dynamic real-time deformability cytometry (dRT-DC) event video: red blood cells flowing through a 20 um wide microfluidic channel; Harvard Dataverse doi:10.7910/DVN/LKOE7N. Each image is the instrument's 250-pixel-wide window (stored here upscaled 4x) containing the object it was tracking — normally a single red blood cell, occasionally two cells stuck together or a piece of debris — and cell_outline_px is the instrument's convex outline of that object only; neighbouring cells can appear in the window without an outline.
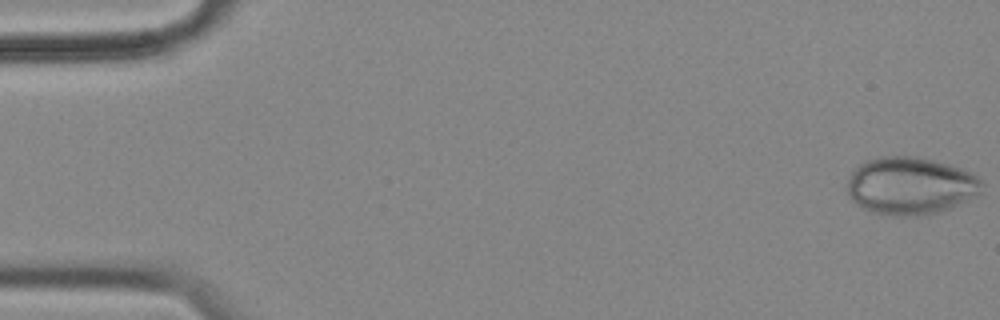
{"species": "common noctule bat (a hibernating species)", "species_latin": "Nyctalus noctula", "temperature_condition": "cold", "stored_images_in_passage": 10, "camera_frame_rate_fps": 3000, "um_per_image_px": 0.085, "animal": {"sex": "female", "body_mass_g": 18.4}, "frame": {"image": 1, "passage_image": 1, "time_ms": 0.0, "image_size_px": [1000, 320], "cell_outline_px": [[984, 184], [976, 192], [964, 200], [940, 212], [924, 216], [888, 216], [872, 212], [856, 204], [852, 200], [848, 192], [848, 180], [852, 172], [864, 160], [884, 156], [908, 156], [948, 164], [960, 168], [976, 176]], "centroid_in_image_um": [77.31, 15.81], "position_along_channel_um": 7.7, "area_um2": 44.51}}
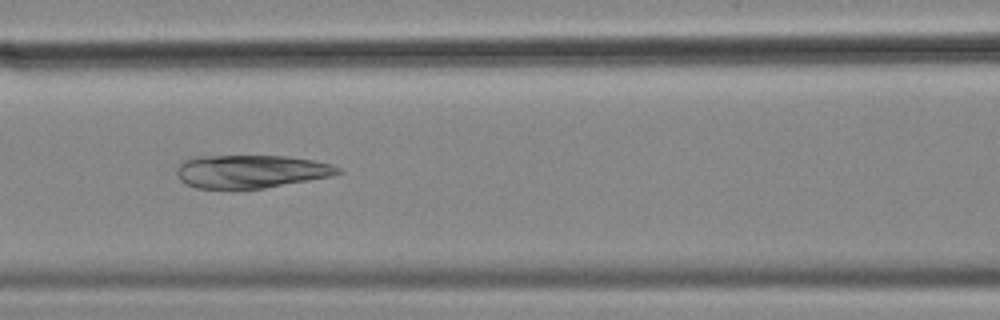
{"frame": {"image": 2, "passage_image": 7, "time_ms": 2.0, "image_size_px": [1000, 320], "cell_outline_px": [[344, 172], [332, 176], [264, 188], [196, 188], [180, 180], [176, 172], [176, 168], [184, 160], [196, 156], [288, 156], [312, 160], [332, 164], [340, 168]], "centroid_in_image_um": [21.35, 14.56], "position_along_channel_um": 145.3, "area_um2": 31.04}}
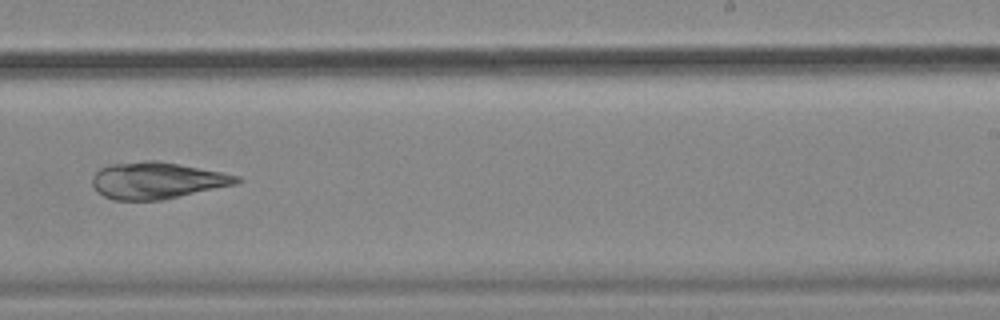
{"frame": {"image": 3, "passage_image": 10, "time_ms": 3.0, "image_size_px": [1000, 320], "cell_outline_px": [[244, 180], [236, 184], [160, 200], [112, 200], [96, 192], [92, 184], [92, 176], [100, 168], [108, 164], [144, 160], [156, 160], [220, 172], [240, 176]], "centroid_in_image_um": [13.29, 15.34], "position_along_channel_um": 275.7, "area_um2": 30.81}}